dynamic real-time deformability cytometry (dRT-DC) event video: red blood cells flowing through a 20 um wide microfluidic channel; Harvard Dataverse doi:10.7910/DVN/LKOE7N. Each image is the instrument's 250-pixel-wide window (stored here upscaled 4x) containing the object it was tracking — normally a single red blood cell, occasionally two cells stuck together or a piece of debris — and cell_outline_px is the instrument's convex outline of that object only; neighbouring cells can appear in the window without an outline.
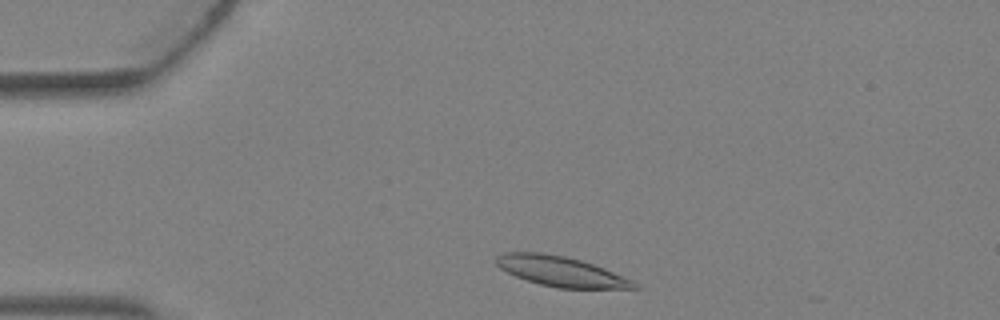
{"species": "Egyptian fruit bat (a non-hibernating species)", "species_latin": "Rousettus aegyptiacus", "temperature_condition": "warm", "stored_images_in_passage": 3, "camera_frame_rate_fps": 3000, "um_per_image_px": 0.085, "animal": {"sex": "female"}, "frame": {"image": 1, "passage_image": 1, "time_ms": 0.0, "image_size_px": [1000, 320], "cell_outline_px": [[640, 288], [556, 288], [540, 284], [516, 276], [500, 268], [496, 264], [496, 256], [504, 252], [544, 252], [564, 256], [580, 260], [604, 268], [624, 276], [632, 280]], "centroid_in_image_um": [47.65, 23.06], "position_along_channel_um": 37.3, "area_um2": 23.93}}
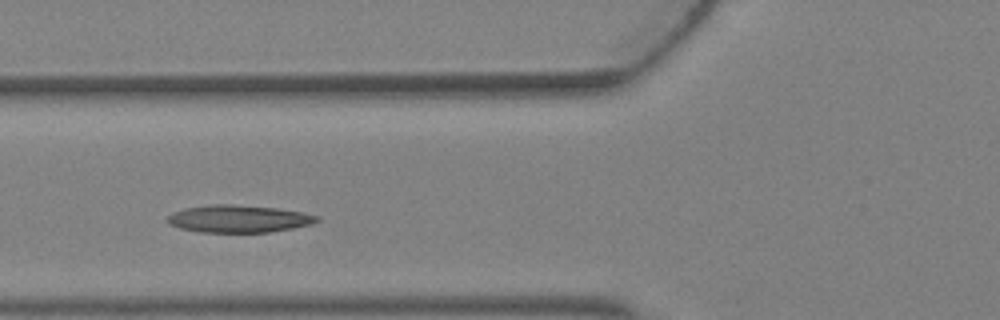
{"frame": {"image": 2, "passage_image": 3, "time_ms": 0.667, "image_size_px": [1000, 320], "cell_outline_px": [[320, 220], [312, 224], [292, 228], [268, 232], [200, 232], [180, 228], [168, 224], [168, 216], [172, 212], [184, 208], [212, 204], [232, 204], [276, 208], [304, 212], [320, 216]], "centroid_in_image_um": [20.3, 18.59], "position_along_channel_um": 105.5, "area_um2": 23.93}}